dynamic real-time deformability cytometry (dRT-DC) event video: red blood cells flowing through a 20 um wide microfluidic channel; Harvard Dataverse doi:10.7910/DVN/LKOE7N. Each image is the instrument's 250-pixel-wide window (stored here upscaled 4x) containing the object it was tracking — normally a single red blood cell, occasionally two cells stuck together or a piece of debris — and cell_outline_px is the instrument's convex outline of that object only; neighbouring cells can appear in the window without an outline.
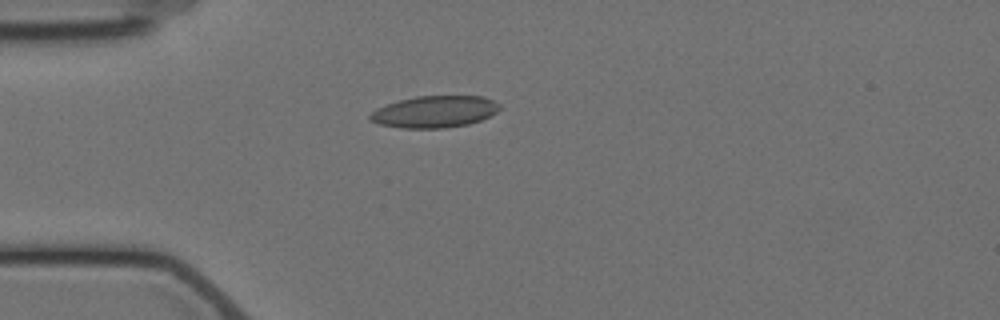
{"species": "Egyptian fruit bat (a non-hibernating species)", "species_latin": "Rousettus aegyptiacus", "temperature_condition": "cold", "stored_images_in_passage": 3, "camera_frame_rate_fps": 3000, "um_per_image_px": 0.085, "animal": {"sex": "female"}, "frame": {"image": 1, "passage_image": 3, "time_ms": 3.333, "image_size_px": [1000, 320], "cell_outline_px": [[500, 108], [496, 112], [480, 120], [468, 124], [444, 128], [400, 128], [380, 124], [368, 120], [368, 116], [376, 108], [400, 100], [416, 96], [484, 96], [500, 104]], "centroid_in_image_um": [36.92, 9.5], "position_along_channel_um": 48.1, "area_um2": 23.93}}